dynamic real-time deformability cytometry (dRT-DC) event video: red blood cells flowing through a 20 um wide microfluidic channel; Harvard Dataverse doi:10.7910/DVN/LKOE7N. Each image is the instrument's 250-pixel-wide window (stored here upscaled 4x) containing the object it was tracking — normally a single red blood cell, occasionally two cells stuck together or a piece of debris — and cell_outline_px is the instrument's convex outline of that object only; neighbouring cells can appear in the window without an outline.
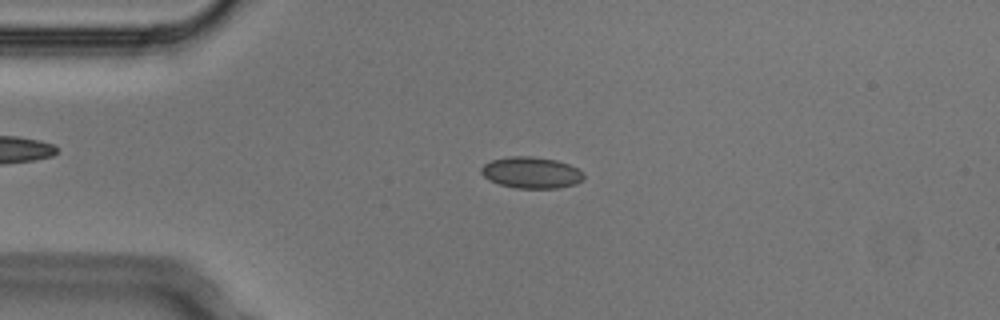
{"species": "Egyptian fruit bat (a non-hibernating species)", "species_latin": "Rousettus aegyptiacus", "temperature_condition": "cold", "stored_images_in_passage": 8, "camera_frame_rate_fps": 3000, "um_per_image_px": 0.085, "animal": {"sex": "male"}, "frame": {"image": 1, "passage_image": 2, "time_ms": 0.333, "image_size_px": [1000, 320], "cell_outline_px": [[584, 180], [576, 184], [556, 188], [516, 188], [500, 184], [488, 180], [480, 172], [480, 168], [484, 164], [492, 160], [508, 156], [532, 156], [556, 160], [568, 164], [584, 172]], "centroid_in_image_um": [45.16, 14.67], "position_along_channel_um": 39.8, "area_um2": 18.84}}
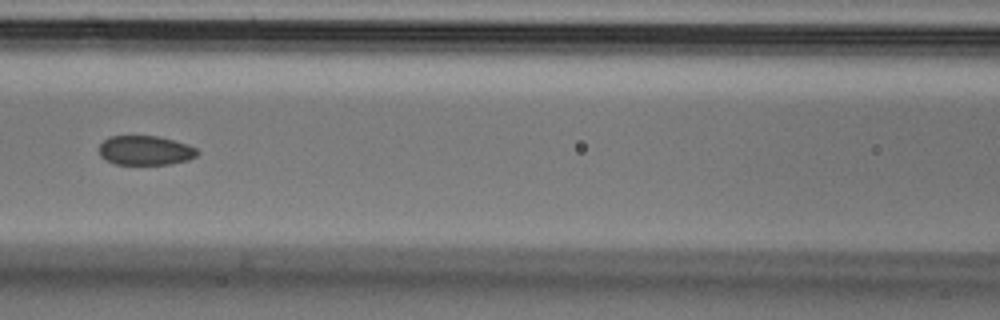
{"frame": {"image": 2, "passage_image": 5, "time_ms": 1.333, "image_size_px": [1000, 320], "cell_outline_px": [[200, 152], [196, 156], [188, 160], [168, 164], [116, 164], [100, 156], [100, 144], [108, 136], [156, 136], [172, 140], [196, 148]], "centroid_in_image_um": [12.34, 12.78], "position_along_channel_um": 154.3, "area_um2": 16.59}}
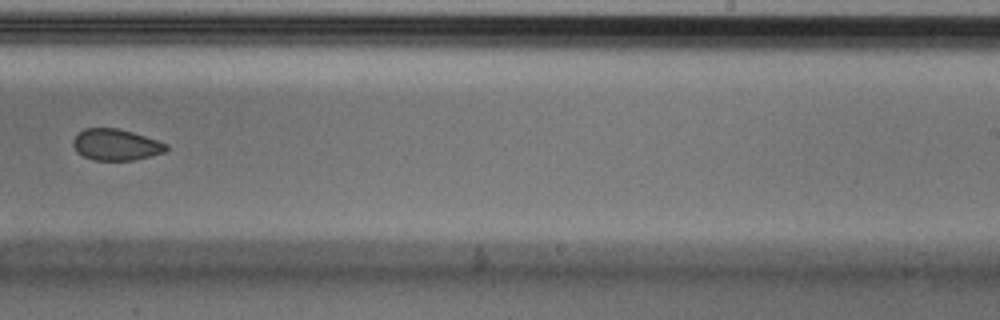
{"frame": {"image": 3, "passage_image": 8, "time_ms": 2.333, "image_size_px": [1000, 320], "cell_outline_px": [[168, 148], [164, 152], [132, 160], [92, 160], [76, 152], [72, 144], [72, 140], [84, 128], [116, 128], [132, 132], [168, 144]], "centroid_in_image_um": [9.81, 12.3], "position_along_channel_um": 279.2, "area_um2": 16.82}}